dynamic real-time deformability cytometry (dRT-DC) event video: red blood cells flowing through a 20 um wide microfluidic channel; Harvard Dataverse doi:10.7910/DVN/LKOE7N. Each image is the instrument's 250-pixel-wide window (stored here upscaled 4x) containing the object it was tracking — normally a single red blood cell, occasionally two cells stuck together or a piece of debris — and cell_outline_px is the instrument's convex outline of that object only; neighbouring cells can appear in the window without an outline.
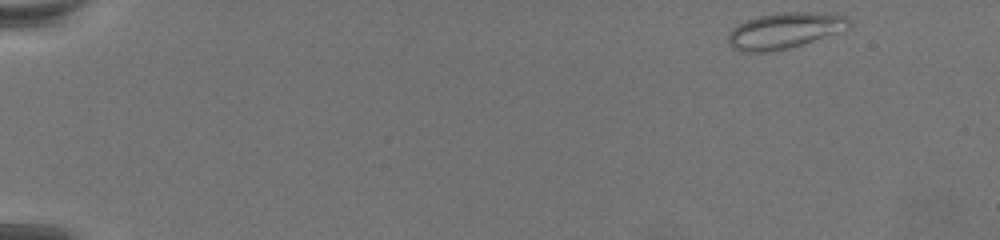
{"species": "common noctule bat (a hibernating species)", "species_latin": "Nyctalus noctula", "temperature_condition": "warm", "stored_images_in_passage": 65, "camera_frame_rate_fps": 3000, "um_per_image_px": 0.085, "animal": {"sex": "female", "body_mass_g": 19.5, "forearm_length_mm": 54.1}, "frame": {"image": 1, "passage_image": 1, "time_ms": 0.0, "image_size_px": [1000, 240], "cell_outline_px": [[848, 24], [832, 32], [812, 40], [788, 48], [768, 52], [744, 52], [732, 48], [728, 44], [728, 32], [732, 28], [748, 20], [760, 16], [784, 12], [804, 12], [844, 16], [848, 20]], "centroid_in_image_um": [66.5, 2.62], "position_along_channel_um": 18.5, "area_um2": 24.04}}
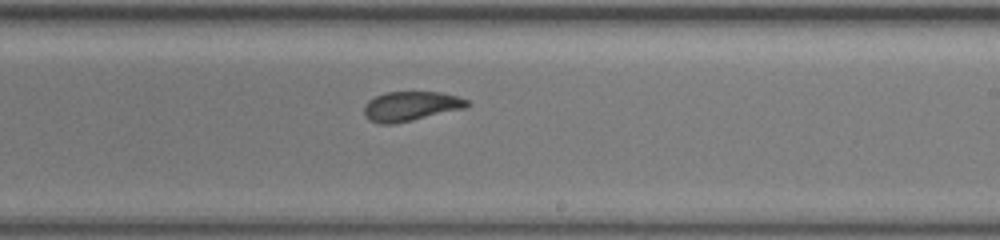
{"frame": {"image": 2, "passage_image": 39, "time_ms": 12.667, "image_size_px": [1000, 240], "cell_outline_px": [[472, 104], [464, 108], [412, 120], [392, 124], [380, 124], [368, 120], [364, 116], [364, 108], [368, 100], [384, 92], [440, 92], [456, 96], [468, 100]], "centroid_in_image_um": [34.89, 9.02], "position_along_channel_um": 254.1, "area_um2": 17.69}}
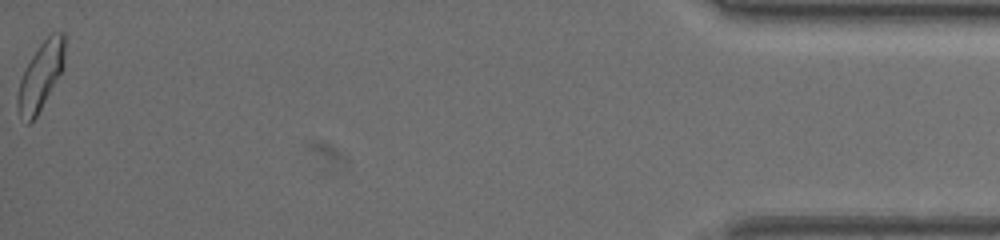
{"frame": {"image": 3, "passage_image": 65, "time_ms": 21.333, "image_size_px": [1000, 240], "cell_outline_px": [[64, 56], [60, 72], [36, 116], [28, 124], [20, 116], [16, 108], [16, 96], [20, 80], [32, 56], [40, 44], [52, 32], [64, 32]], "centroid_in_image_um": [3.41, 6.47], "position_along_channel_um": 431.8, "area_um2": 17.86}}